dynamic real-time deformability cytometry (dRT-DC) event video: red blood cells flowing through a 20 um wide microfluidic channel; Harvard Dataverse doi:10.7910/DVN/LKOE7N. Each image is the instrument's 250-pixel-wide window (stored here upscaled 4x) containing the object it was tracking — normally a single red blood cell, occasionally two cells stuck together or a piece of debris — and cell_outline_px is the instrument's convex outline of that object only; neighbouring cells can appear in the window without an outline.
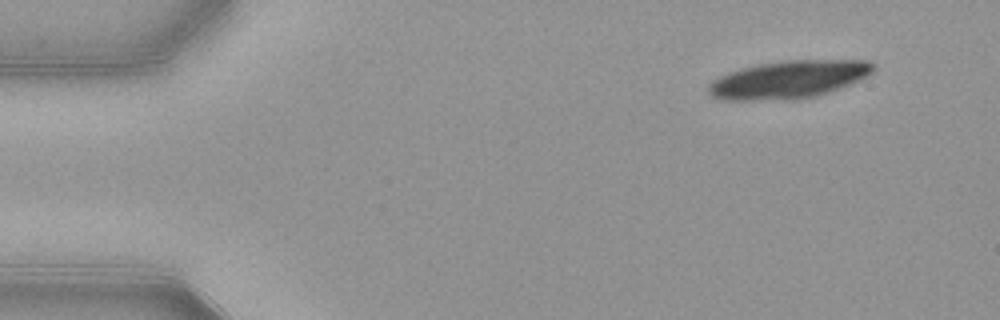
{"species": "common noctule bat (a hibernating species)", "species_latin": "Nyctalus noctula", "temperature_condition": "warm", "stored_images_in_passage": 14, "camera_frame_rate_fps": 3000, "um_per_image_px": 0.085, "animal": {"sex": "female", "body_mass_g": 21.9}, "frame": {"image": 1, "passage_image": 1, "time_ms": 0.0, "image_size_px": [1000, 320], "cell_outline_px": [[876, 68], [868, 76], [852, 84], [816, 96], [796, 100], [716, 100], [708, 92], [708, 84], [712, 80], [728, 72], [740, 68], [760, 64], [784, 60], [868, 60], [876, 64]], "centroid_in_image_um": [67.04, 6.76], "position_along_channel_um": 18.0, "area_um2": 36.82}}